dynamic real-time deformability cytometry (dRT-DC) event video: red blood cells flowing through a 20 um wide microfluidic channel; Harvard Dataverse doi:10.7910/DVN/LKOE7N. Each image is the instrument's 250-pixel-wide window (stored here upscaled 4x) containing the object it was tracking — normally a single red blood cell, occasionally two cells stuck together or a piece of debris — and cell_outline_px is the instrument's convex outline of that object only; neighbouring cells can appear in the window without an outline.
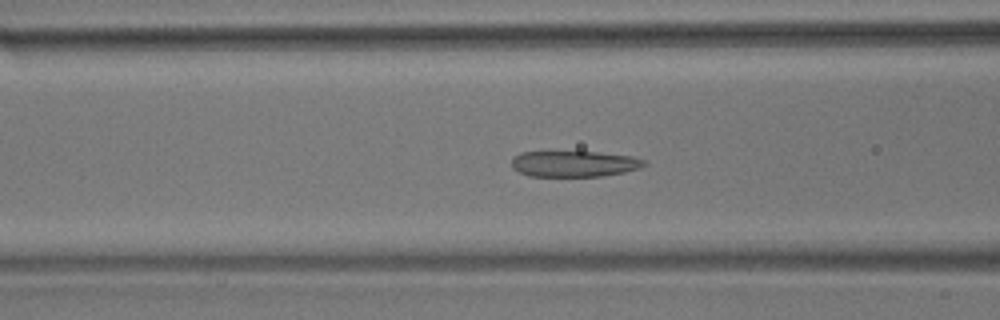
{"species": "common noctule bat (a hibernating species)", "species_latin": "Nyctalus noctula", "temperature_condition": "room temperature", "stored_images_in_passage": 58, "camera_frame_rate_fps": 3000, "um_per_image_px": 0.085, "animal": {"sex": "male", "body_mass_g": 17.9}, "frame": {"image": 1, "passage_image": 22, "time_ms": 7.0, "image_size_px": [1000, 320], "cell_outline_px": [[648, 164], [640, 168], [624, 172], [604, 176], [528, 176], [512, 168], [512, 156], [520, 152], [596, 152], [632, 156], [644, 160]], "centroid_in_image_um": [48.8, 13.92], "position_along_channel_um": 117.8, "area_um2": 20.11}}
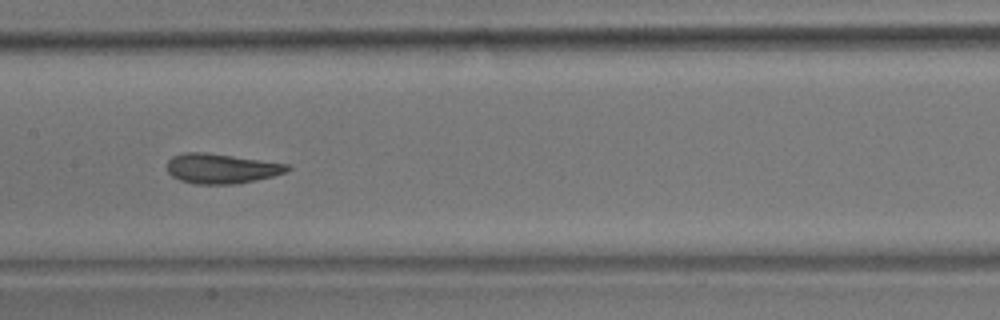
{"frame": {"image": 2, "passage_image": 28, "time_ms": 9.0, "image_size_px": [1000, 320], "cell_outline_px": [[292, 168], [288, 172], [256, 180], [236, 184], [196, 184], [180, 180], [172, 176], [168, 172], [168, 160], [172, 156], [184, 152], [200, 152], [232, 156], [288, 164]], "centroid_in_image_um": [18.82, 14.33], "position_along_channel_um": 188.6, "area_um2": 20.81}}
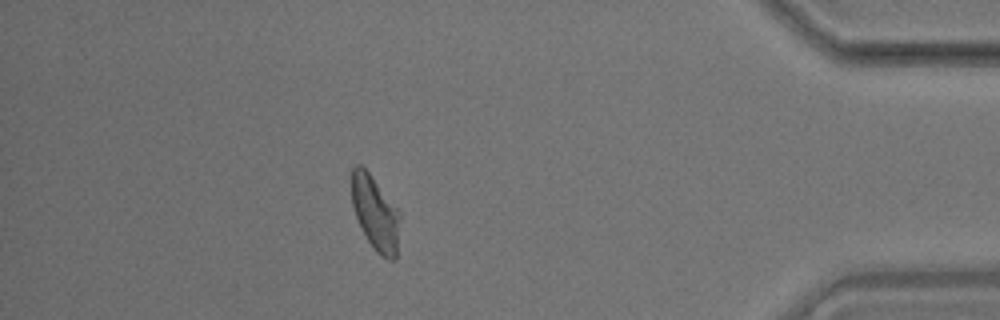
{"frame": {"image": 3, "passage_image": 50, "time_ms": 16.333, "image_size_px": [1000, 320], "cell_outline_px": [[400, 216], [396, 260], [388, 260], [380, 256], [372, 248], [356, 216], [352, 204], [352, 168], [356, 164], [360, 164], [368, 172], [400, 212]], "centroid_in_image_um": [31.91, 18.16], "position_along_channel_um": 403.3, "area_um2": 20.63}, "authors_computed_cell_mechanics": {"area_um2": 21.2704, "velocity_mm_per_s": 3.526, "shape_relaxation_time_tau1_ms": 7.1949, "shape_relaxation_time_tau2_ms": 1.9551, "deformation_change_tau1": 0.1413, "deformation_change_tau2": 0.0604}}